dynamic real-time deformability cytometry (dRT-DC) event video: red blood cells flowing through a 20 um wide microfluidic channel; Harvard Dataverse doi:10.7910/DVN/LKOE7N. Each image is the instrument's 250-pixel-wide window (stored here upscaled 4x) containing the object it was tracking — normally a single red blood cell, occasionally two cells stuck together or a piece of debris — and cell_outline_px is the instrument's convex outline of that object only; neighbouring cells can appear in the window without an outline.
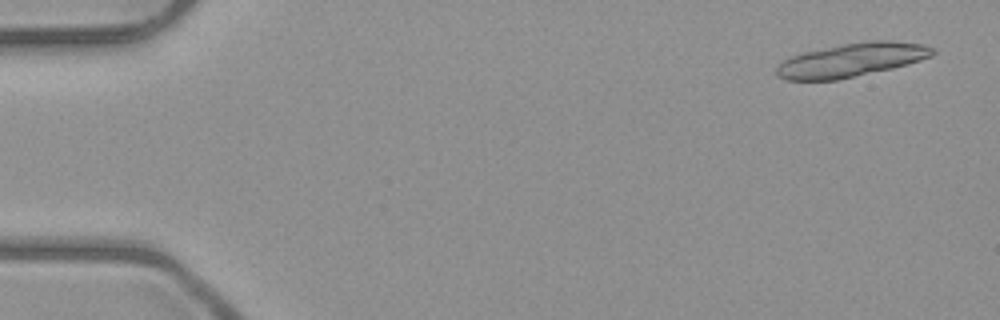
{"species": "common noctule bat (a hibernating species)", "species_latin": "Nyctalus noctula", "temperature_condition": "room temperature", "stored_images_in_passage": 5, "camera_frame_rate_fps": 3000, "um_per_image_px": 0.085, "animal": {"sex": "male", "body_mass_g": 23.1, "forearm_length_mm": 52.7}, "frame": {"image": 1, "passage_image": 1, "time_ms": 0.0, "image_size_px": [1000, 320], "cell_outline_px": [[936, 52], [932, 56], [908, 64], [892, 68], [836, 80], [784, 80], [776, 76], [776, 68], [784, 60], [792, 56], [804, 52], [844, 44], [868, 40], [892, 40], [924, 44], [932, 48]], "centroid_in_image_um": [72.39, 5.09], "position_along_channel_um": 12.6, "area_um2": 30.46}}